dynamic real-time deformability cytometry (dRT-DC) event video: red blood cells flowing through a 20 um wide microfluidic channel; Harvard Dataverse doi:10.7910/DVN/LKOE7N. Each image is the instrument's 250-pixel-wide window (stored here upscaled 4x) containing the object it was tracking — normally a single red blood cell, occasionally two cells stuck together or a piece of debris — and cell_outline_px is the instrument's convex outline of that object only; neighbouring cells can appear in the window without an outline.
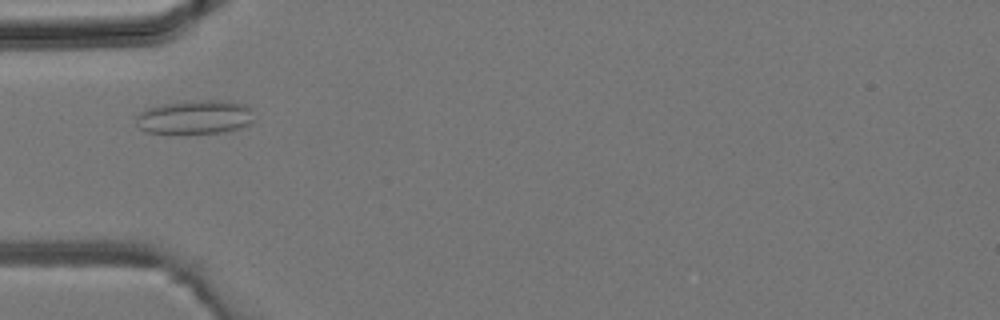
{"species": "common noctule bat (a hibernating species)", "species_latin": "Nyctalus noctula", "temperature_condition": "room temperature", "stored_images_in_passage": 2, "camera_frame_rate_fps": 3000, "um_per_image_px": 0.085, "animal": {"sex": "male", "body_mass_g": 19.2, "forearm_length_mm": 51.8}, "frame": {"image": 1, "passage_image": 2, "time_ms": 0.333, "image_size_px": [1000, 320], "cell_outline_px": [[252, 124], [240, 128], [220, 132], [184, 136], [148, 132], [140, 128], [136, 124], [136, 116], [140, 112], [148, 108], [164, 104], [200, 100], [220, 100], [244, 104], [248, 108], [252, 120]], "centroid_in_image_um": [16.52, 10.01], "position_along_channel_um": 68.5, "area_um2": 23.64}}